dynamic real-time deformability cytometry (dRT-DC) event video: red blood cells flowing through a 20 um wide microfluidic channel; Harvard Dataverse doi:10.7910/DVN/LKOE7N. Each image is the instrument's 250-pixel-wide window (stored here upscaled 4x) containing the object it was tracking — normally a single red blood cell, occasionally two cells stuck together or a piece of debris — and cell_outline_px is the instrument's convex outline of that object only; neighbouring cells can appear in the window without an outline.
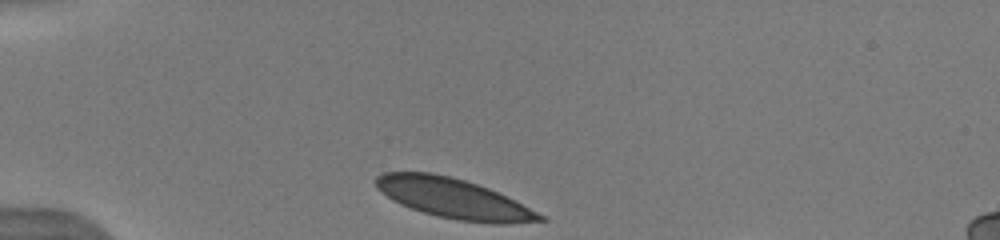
{"species": "human", "species_latin": "Homo sapiens", "temperature_condition": "warm", "stored_images_in_passage": 49, "camera_frame_rate_fps": 3000, "um_per_image_px": 0.085, "donor": {"sex": "male"}, "frame": {"image": 1, "passage_image": 1, "time_ms": 0.0, "image_size_px": [1000, 240], "cell_outline_px": [[548, 220], [508, 224], [492, 224], [456, 220], [436, 216], [400, 204], [392, 200], [380, 192], [376, 188], [376, 176], [384, 172], [432, 172], [452, 176], [488, 188], [548, 216]], "centroid_in_image_um": [38.57, 16.88], "position_along_channel_um": 46.4, "area_um2": 38.32}, "authors_computed_cell_mechanics": {"area_um2": 37.7434, "velocity_mm_per_s": 3.8883, "shape_relaxation_time_tau1_ms": 1.024, "shape_relaxation_time_tau2_ms": null, "deformation_change_tau1": 0.0648, "deformation_change_tau2": null}}